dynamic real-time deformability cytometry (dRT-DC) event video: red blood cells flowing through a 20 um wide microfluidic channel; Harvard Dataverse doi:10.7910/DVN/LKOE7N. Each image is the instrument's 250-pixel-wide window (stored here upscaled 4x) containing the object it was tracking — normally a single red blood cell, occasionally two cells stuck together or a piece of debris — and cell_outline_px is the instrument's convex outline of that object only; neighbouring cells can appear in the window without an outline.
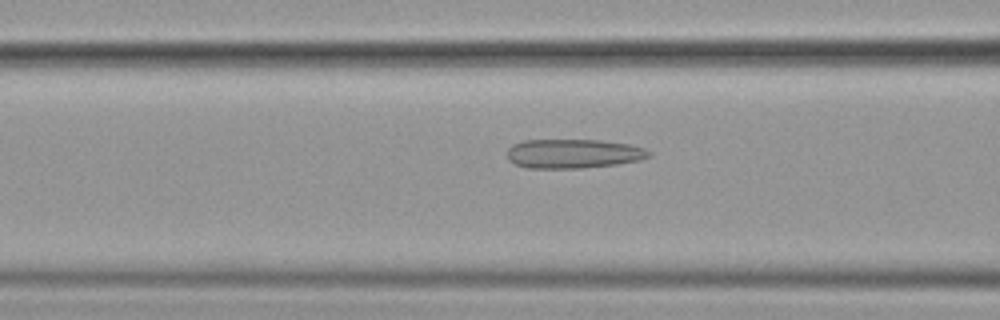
{"species": "common noctule bat (a hibernating species)", "species_latin": "Nyctalus noctula", "temperature_condition": "cold", "stored_images_in_passage": 49, "camera_frame_rate_fps": 3000, "um_per_image_px": 0.085, "animal": {"sex": "female", "body_mass_g": 19.9}, "frame": {"image": 1, "passage_image": 16, "time_ms": 5.0, "image_size_px": [1000, 320], "cell_outline_px": [[652, 156], [640, 160], [616, 164], [580, 168], [528, 168], [516, 164], [508, 160], [508, 148], [512, 144], [524, 140], [600, 140], [628, 144], [644, 148], [652, 152]], "centroid_in_image_um": [48.74, 13.06], "position_along_channel_um": 117.9, "area_um2": 24.16}}
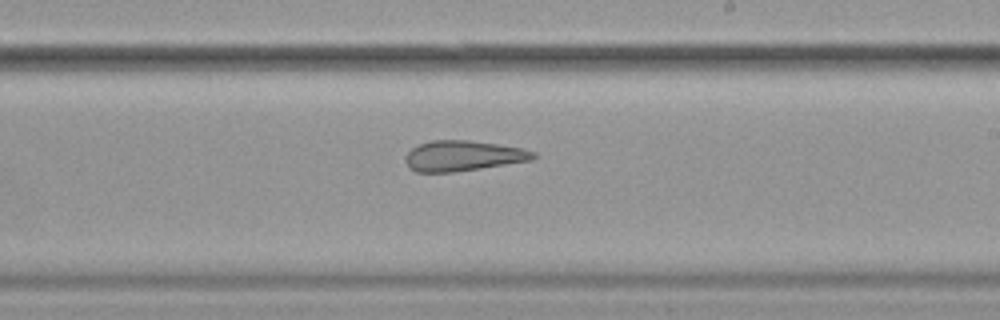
{"frame": {"image": 2, "passage_image": 27, "time_ms": 8.667, "image_size_px": [1000, 320], "cell_outline_px": [[536, 156], [532, 160], [480, 168], [452, 172], [416, 172], [408, 168], [404, 160], [408, 152], [412, 148], [420, 144], [432, 140], [468, 140], [524, 148], [536, 152]], "centroid_in_image_um": [39.34, 13.24], "position_along_channel_um": 249.7, "area_um2": 22.6}}
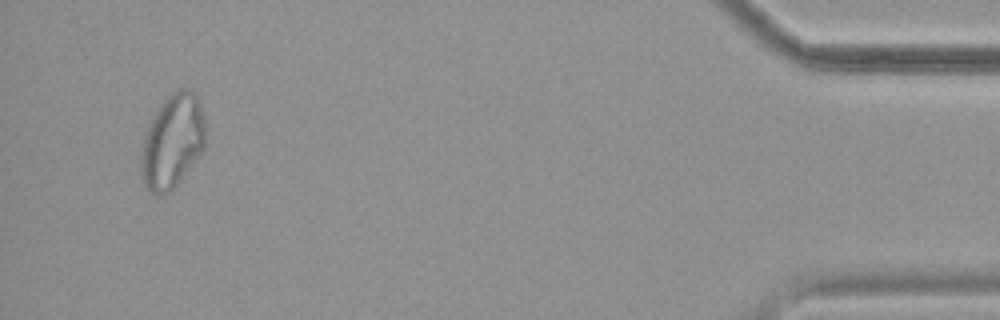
{"frame": {"image": 3, "passage_image": 47, "time_ms": 15.333, "image_size_px": [1000, 320], "cell_outline_px": [[204, 148], [176, 184], [164, 196], [156, 196], [148, 192], [140, 176], [140, 156], [144, 136], [148, 124], [152, 116], [160, 104], [172, 92], [180, 88], [188, 88], [196, 92], [204, 116]], "centroid_in_image_um": [14.61, 12.01], "position_along_channel_um": 420.6, "area_um2": 35.43}, "authors_computed_cell_mechanics": {"area_um2": 27.1082, "velocity_mm_per_s": 3.6083, "shape_relaxation_time_tau1_ms": null, "shape_relaxation_time_tau2_ms": 3.8175, "deformation_change_tau1": null, "deformation_change_tau2": 0.1166}}